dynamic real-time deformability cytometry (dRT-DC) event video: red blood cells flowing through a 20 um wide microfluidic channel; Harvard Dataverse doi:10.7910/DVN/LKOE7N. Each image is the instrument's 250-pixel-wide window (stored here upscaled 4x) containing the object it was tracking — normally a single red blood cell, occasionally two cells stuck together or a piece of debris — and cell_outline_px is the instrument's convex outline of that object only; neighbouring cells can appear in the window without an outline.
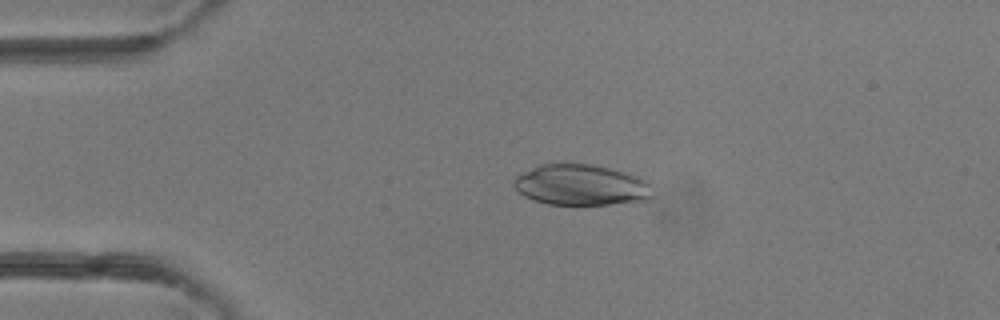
{"species": "common noctule bat (a hibernating species)", "species_latin": "Nyctalus noctula", "temperature_condition": "room temperature", "stored_images_in_passage": 4, "camera_frame_rate_fps": 3000, "um_per_image_px": 0.085, "animal": {"sex": "female"}, "frame": {"image": 1, "passage_image": 3, "time_ms": 2.333, "image_size_px": [1000, 320], "cell_outline_px": [[656, 196], [652, 200], [608, 204], [548, 204], [524, 196], [512, 184], [512, 180], [516, 176], [540, 164], [592, 164], [640, 176], [648, 180]], "centroid_in_image_um": [49.47, 15.73], "position_along_channel_um": 35.5, "area_um2": 33.18}}